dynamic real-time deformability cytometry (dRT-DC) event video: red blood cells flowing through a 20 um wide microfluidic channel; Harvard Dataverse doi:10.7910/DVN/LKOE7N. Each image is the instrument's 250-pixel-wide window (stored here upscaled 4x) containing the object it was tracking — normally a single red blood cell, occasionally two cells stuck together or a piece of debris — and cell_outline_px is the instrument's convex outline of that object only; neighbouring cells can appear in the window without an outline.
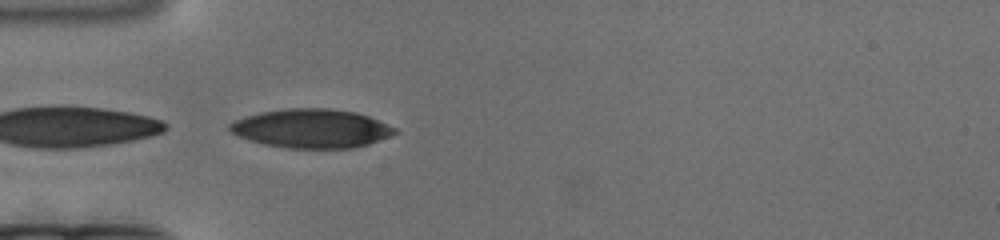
{"species": "human", "species_latin": "Homo sapiens", "temperature_condition": "cold", "stored_images_in_passage": 125, "camera_frame_rate_fps": 3000, "um_per_image_px": 0.085, "donor": {"sex": "female"}, "frame": {"image": 1, "passage_image": 2, "time_ms": 0.333, "image_size_px": [1000, 240], "cell_outline_px": [[400, 132], [368, 144], [352, 148], [288, 148], [264, 144], [240, 136], [232, 132], [228, 128], [228, 124], [244, 116], [260, 112], [284, 108], [328, 108], [356, 112], [368, 116], [396, 128]], "centroid_in_image_um": [26.48, 10.91], "position_along_channel_um": 58.5, "area_um2": 37.28}}
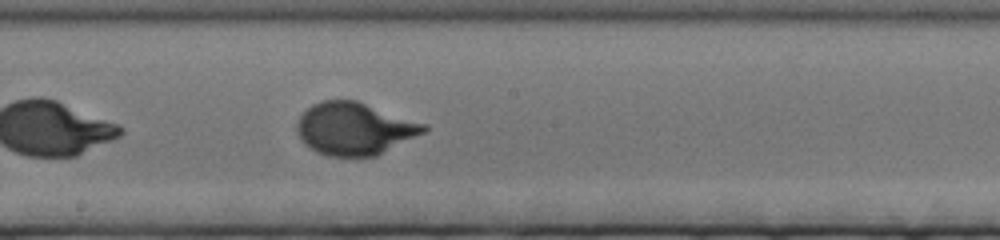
{"frame": {"image": 2, "passage_image": 45, "time_ms": 14.667, "image_size_px": [1000, 240], "cell_outline_px": [[428, 128], [424, 132], [376, 156], [356, 160], [328, 156], [316, 152], [304, 144], [300, 140], [296, 128], [296, 124], [300, 116], [312, 104], [320, 100], [356, 100], [428, 124]], "centroid_in_image_um": [30.11, 10.97], "position_along_channel_um": 218.1, "area_um2": 39.48}}
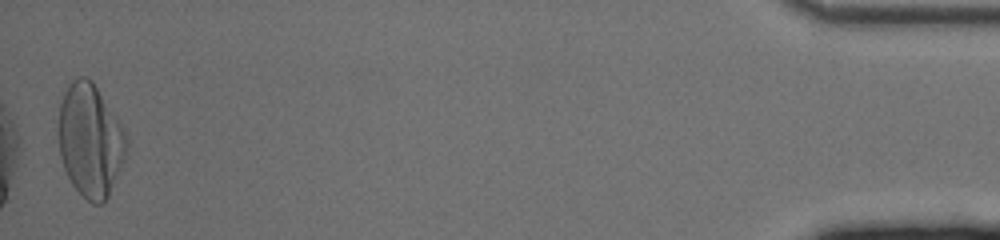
{"frame": {"image": 3, "passage_image": 123, "time_ms": 40.667, "image_size_px": [1000, 240], "cell_outline_px": [[128, 144], [124, 160], [108, 196], [104, 204], [92, 204], [72, 184], [64, 168], [60, 156], [56, 132], [60, 104], [64, 92], [68, 84], [72, 80], [80, 76], [84, 76], [92, 80], [120, 124], [128, 140]], "centroid_in_image_um": [7.63, 11.93], "position_along_channel_um": 427.6, "area_um2": 44.85}}